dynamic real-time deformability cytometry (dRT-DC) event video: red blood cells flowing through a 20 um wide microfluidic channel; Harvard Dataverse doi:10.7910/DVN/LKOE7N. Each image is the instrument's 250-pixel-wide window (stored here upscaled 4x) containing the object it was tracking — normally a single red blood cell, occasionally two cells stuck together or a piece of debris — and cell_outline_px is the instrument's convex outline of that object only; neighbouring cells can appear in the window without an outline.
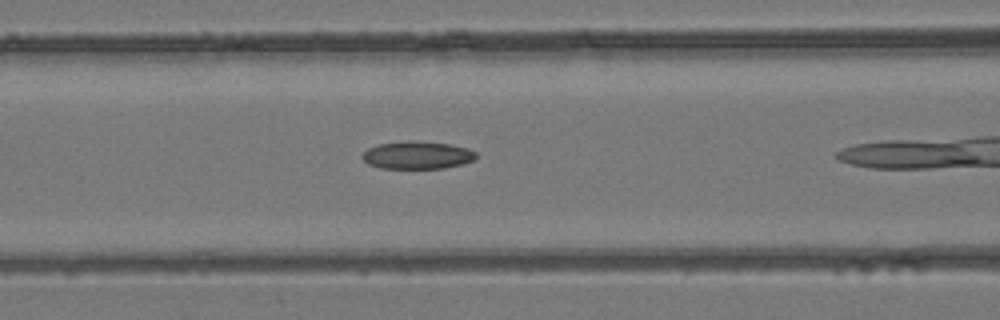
{"species": "common noctule bat (a hibernating species)", "species_latin": "Nyctalus noctula", "temperature_condition": "room temperature", "stored_images_in_passage": 18, "camera_frame_rate_fps": 3000, "um_per_image_px": 0.085, "animal": {"sex": "female", "body_mass_g": 24.6, "forearm_length_mm": 56.2}, "frame": {"image": 1, "passage_image": 3, "time_ms": 0.667, "image_size_px": [1000, 320], "cell_outline_px": [[476, 156], [472, 160], [460, 164], [444, 168], [380, 168], [368, 164], [360, 156], [368, 148], [380, 144], [408, 140], [448, 144], [468, 148], [476, 152]], "centroid_in_image_um": [35.43, 13.18], "position_along_channel_um": 131.2, "area_um2": 18.15}}
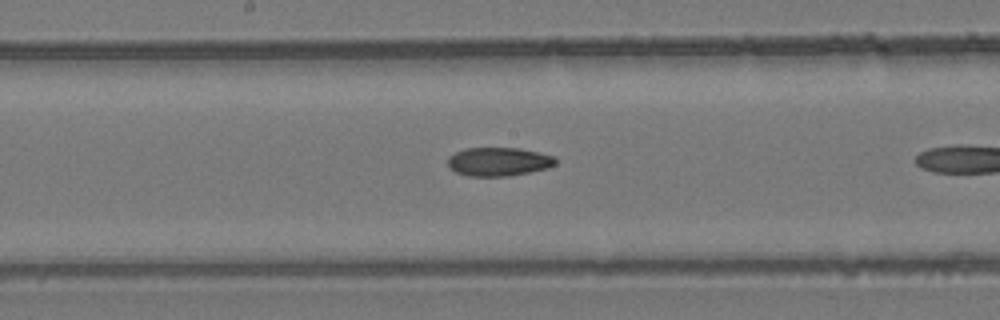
{"frame": {"image": 2, "passage_image": 8, "time_ms": 2.333, "image_size_px": [1000, 320], "cell_outline_px": [[556, 164], [548, 168], [508, 176], [468, 176], [456, 172], [448, 168], [448, 156], [464, 148], [520, 148], [556, 156]], "centroid_in_image_um": [42.37, 13.74], "position_along_channel_um": 205.8, "area_um2": 18.09}}
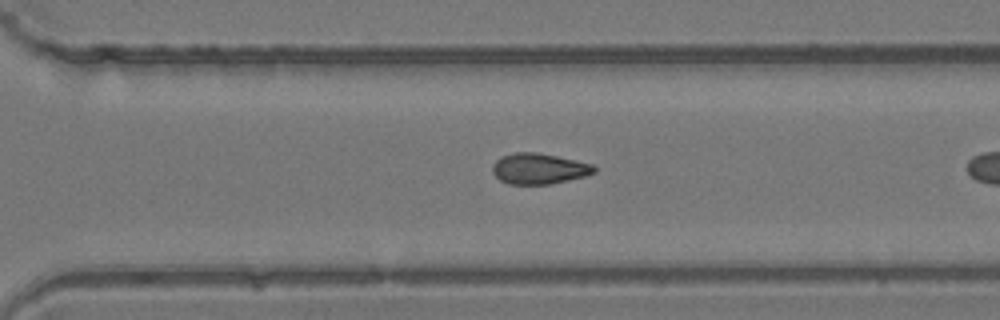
{"frame": {"image": 3, "passage_image": 16, "time_ms": 5.0, "image_size_px": [1000, 320], "cell_outline_px": [[596, 172], [588, 176], [552, 184], [508, 184], [500, 180], [492, 172], [492, 164], [500, 156], [512, 152], [536, 152], [556, 156], [592, 164], [596, 168]], "centroid_in_image_um": [45.8, 14.34], "position_along_channel_um": 324.8, "area_um2": 18.44}}